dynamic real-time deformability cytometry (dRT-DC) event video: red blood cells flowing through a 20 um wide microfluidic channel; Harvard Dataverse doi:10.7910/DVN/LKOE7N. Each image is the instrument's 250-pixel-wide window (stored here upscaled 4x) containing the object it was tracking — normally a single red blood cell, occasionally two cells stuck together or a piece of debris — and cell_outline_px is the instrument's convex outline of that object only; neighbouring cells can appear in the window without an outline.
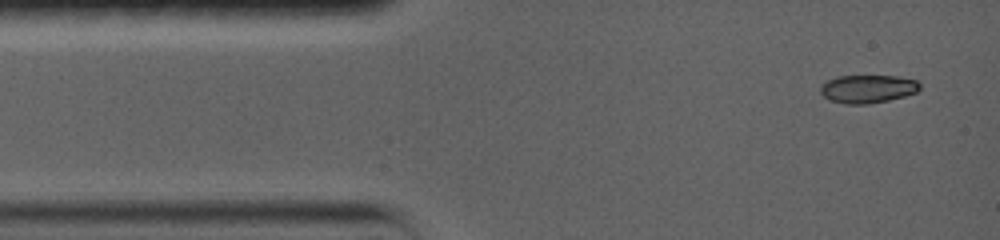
{"species": "common noctule bat (a hibernating species)", "species_latin": "Nyctalus noctula", "temperature_condition": "warm", "stored_images_in_passage": 12, "camera_frame_rate_fps": 5000, "um_per_image_px": 0.085, "animal": {"sex": "female", "body_mass_g": 19.0, "forearm_length_mm": 56.7}, "frame": {"image": 1, "passage_image": 1, "time_ms": 0.0, "image_size_px": [1000, 240], "cell_outline_px": [[920, 88], [916, 92], [904, 96], [888, 100], [864, 104], [848, 104], [828, 100], [820, 92], [820, 84], [836, 76], [900, 76], [916, 80], [920, 84]], "centroid_in_image_um": [73.73, 7.54], "position_along_channel_um": 11.3, "area_um2": 16.3}}
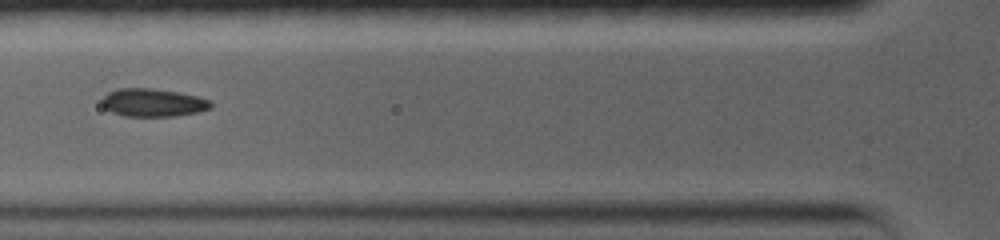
{"frame": {"image": 2, "passage_image": 7, "time_ms": 4.4, "image_size_px": [1000, 240], "cell_outline_px": [[212, 108], [200, 112], [176, 116], [124, 116], [112, 112], [104, 108], [104, 96], [108, 92], [120, 88], [152, 88], [176, 92], [196, 96], [208, 100], [212, 104]], "centroid_in_image_um": [13.03, 8.73], "position_along_channel_um": 112.8, "area_um2": 17.63}}
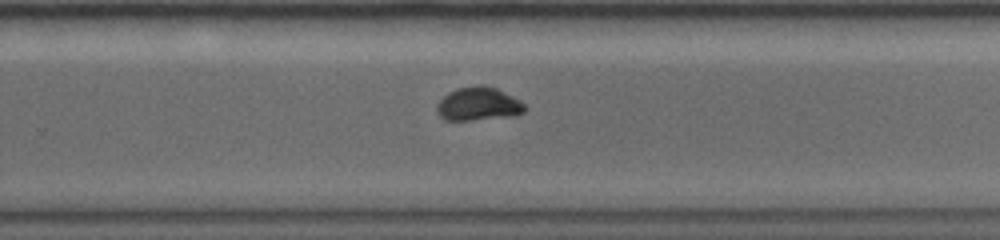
{"frame": {"image": 3, "passage_image": 12, "time_ms": 9.2, "image_size_px": [1000, 240], "cell_outline_px": [[524, 112], [516, 116], [472, 120], [444, 120], [436, 112], [436, 104], [448, 92], [460, 88], [480, 84], [496, 88], [520, 100], [524, 104]], "centroid_in_image_um": [40.65, 8.85], "position_along_channel_um": 289.1, "area_um2": 17.17}}